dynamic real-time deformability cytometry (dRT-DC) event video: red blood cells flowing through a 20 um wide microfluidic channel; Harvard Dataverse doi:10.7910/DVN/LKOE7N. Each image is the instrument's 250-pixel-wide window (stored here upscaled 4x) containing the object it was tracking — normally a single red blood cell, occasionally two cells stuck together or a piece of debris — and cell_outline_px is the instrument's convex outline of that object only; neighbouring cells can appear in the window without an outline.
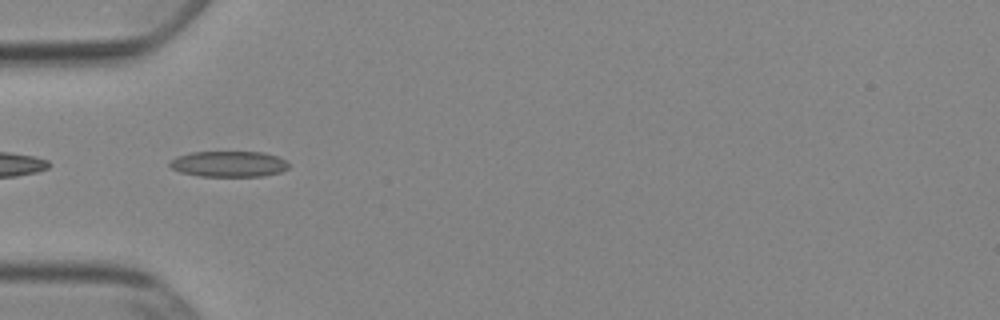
{"species": "Egyptian fruit bat (a non-hibernating species)", "species_latin": "Rousettus aegyptiacus", "temperature_condition": "cold", "stored_images_in_passage": 9, "camera_frame_rate_fps": 3000, "um_per_image_px": 0.085, "animal": {"sex": "female"}, "frame": {"image": 1, "passage_image": 1, "time_ms": 0.0, "image_size_px": [1000, 320], "cell_outline_px": [[288, 168], [280, 172], [264, 176], [200, 176], [180, 172], [172, 168], [168, 164], [176, 156], [192, 152], [264, 152], [276, 156], [284, 160], [288, 164]], "centroid_in_image_um": [19.43, 13.94], "position_along_channel_um": 65.6, "area_um2": 17.8}}
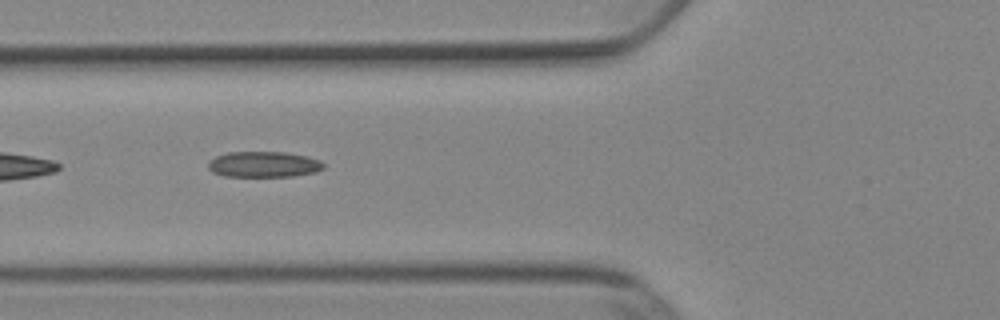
{"frame": {"image": 2, "passage_image": 4, "time_ms": 1.0, "image_size_px": [1000, 320], "cell_outline_px": [[324, 168], [316, 172], [292, 176], [224, 176], [212, 172], [208, 168], [208, 164], [216, 156], [228, 152], [284, 152], [308, 156], [320, 160], [324, 164]], "centroid_in_image_um": [22.44, 13.97], "position_along_channel_um": 103.4, "area_um2": 17.28}}
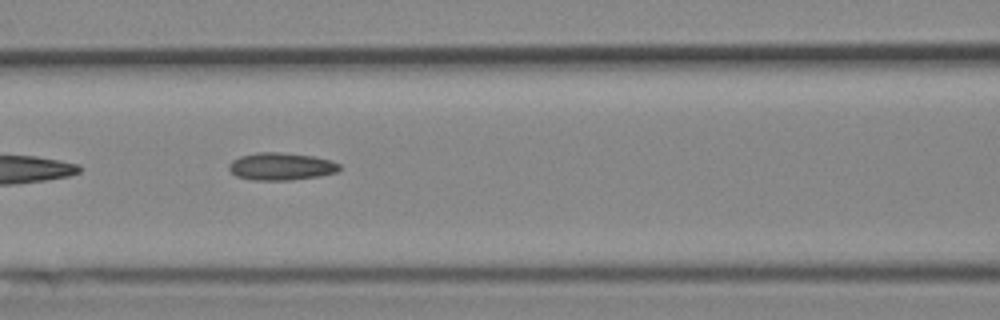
{"frame": {"image": 3, "passage_image": 7, "time_ms": 2.0, "image_size_px": [1000, 320], "cell_outline_px": [[340, 168], [336, 172], [320, 176], [292, 180], [252, 180], [236, 176], [228, 168], [228, 164], [232, 160], [240, 156], [256, 152], [280, 152], [312, 156], [332, 160], [340, 164]], "centroid_in_image_um": [23.88, 14.14], "position_along_channel_um": 142.7, "area_um2": 17.8}}